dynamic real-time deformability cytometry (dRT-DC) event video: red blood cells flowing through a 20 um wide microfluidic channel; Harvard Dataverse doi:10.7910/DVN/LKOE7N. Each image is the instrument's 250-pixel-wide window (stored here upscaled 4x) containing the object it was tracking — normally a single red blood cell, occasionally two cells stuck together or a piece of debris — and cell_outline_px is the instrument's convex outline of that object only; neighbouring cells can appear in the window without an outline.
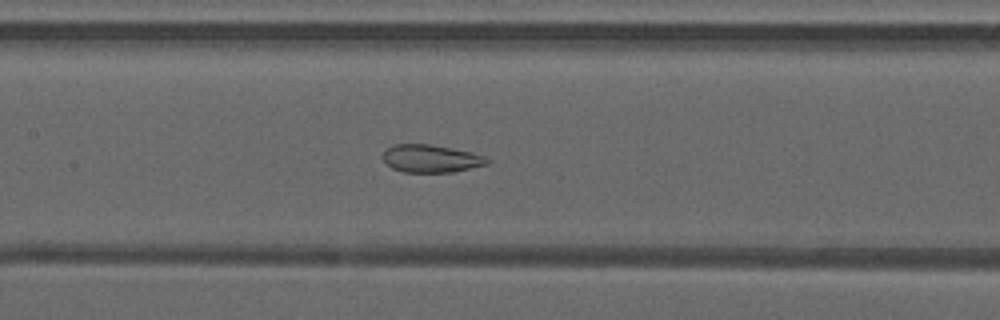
{"species": "common noctule bat (a hibernating species)", "species_latin": "Nyctalus noctula", "temperature_condition": "warm", "stored_images_in_passage": 38, "camera_frame_rate_fps": 3000, "um_per_image_px": 0.085, "animal": {"sex": "male", "forearm_length_mm": 52.5}, "frame": {"image": 1, "passage_image": 23, "time_ms": 7.333, "image_size_px": [1000, 320], "cell_outline_px": [[492, 160], [488, 164], [452, 172], [404, 172], [392, 168], [384, 160], [384, 152], [392, 144], [428, 144], [472, 152], [484, 156]], "centroid_in_image_um": [36.66, 13.48], "position_along_channel_um": 170.7, "area_um2": 16.7}}
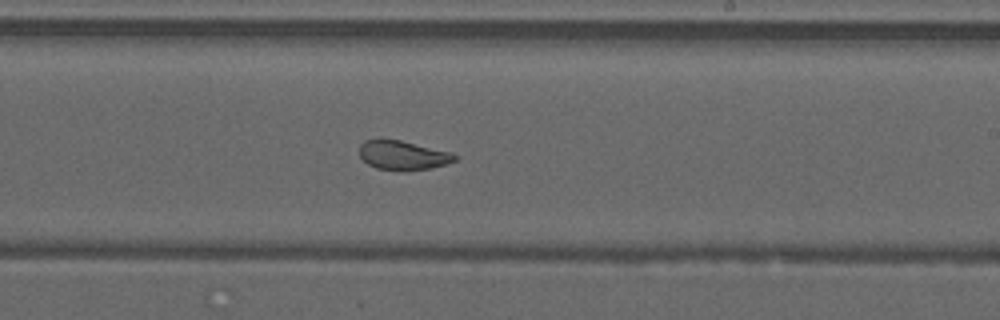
{"frame": {"image": 2, "passage_image": 29, "time_ms": 9.333, "image_size_px": [1000, 320], "cell_outline_px": [[456, 160], [444, 164], [428, 168], [376, 168], [368, 164], [360, 156], [360, 144], [364, 140], [400, 140], [452, 152], [456, 156]], "centroid_in_image_um": [34.24, 13.15], "position_along_channel_um": 254.8, "area_um2": 15.37}}
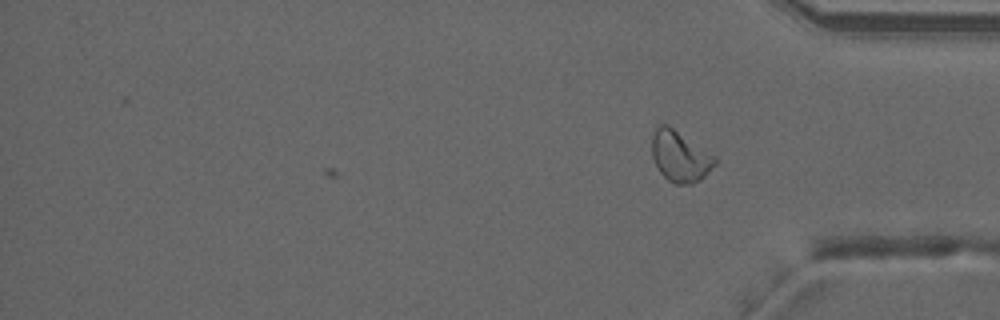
{"frame": {"image": 3, "passage_image": 38, "time_ms": 12.333, "image_size_px": [1000, 320], "cell_outline_px": [[716, 164], [700, 180], [692, 184], [676, 184], [668, 180], [660, 172], [652, 156], [652, 136], [656, 128], [660, 124], [668, 124], [716, 156]], "centroid_in_image_um": [57.81, 13.28], "position_along_channel_um": 377.4, "area_um2": 18.67}, "authors_computed_cell_mechanics": {"area_um2": 20.7213, "velocity_mm_per_s": 4.2254, "shape_relaxation_time_tau1_ms": null, "shape_relaxation_time_tau2_ms": 0.6744, "deformation_change_tau1": null, "deformation_change_tau2": 0.0493}}